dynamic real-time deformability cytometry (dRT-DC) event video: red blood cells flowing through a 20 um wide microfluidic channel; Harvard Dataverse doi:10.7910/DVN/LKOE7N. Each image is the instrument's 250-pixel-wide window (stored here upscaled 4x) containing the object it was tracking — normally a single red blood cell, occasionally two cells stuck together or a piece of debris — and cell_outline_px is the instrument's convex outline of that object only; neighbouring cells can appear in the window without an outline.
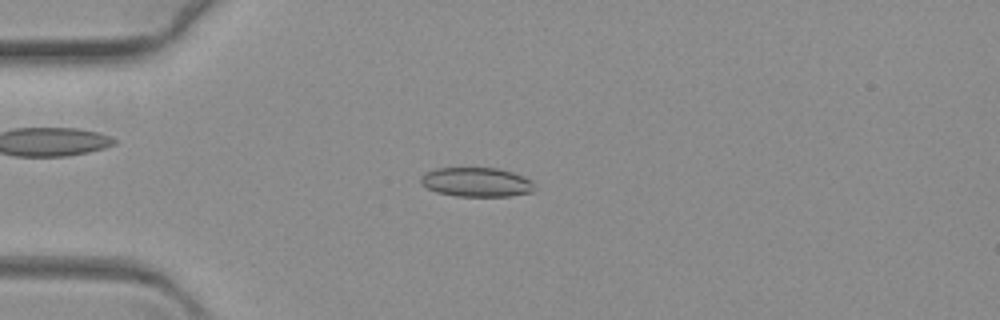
{"species": "common noctule bat (a hibernating species)", "species_latin": "Nyctalus noctula", "temperature_condition": "warm", "stored_images_in_passage": 64, "camera_frame_rate_fps": 3000, "um_per_image_px": 0.085, "animal": {"sex": "female", "body_mass_g": 19.3, "forearm_length_mm": 54.1}, "frame": {"image": 1, "passage_image": 17, "time_ms": 5.333, "image_size_px": [1000, 320], "cell_outline_px": [[532, 192], [508, 196], [456, 196], [436, 192], [420, 184], [420, 176], [436, 168], [496, 168], [512, 172], [532, 180]], "centroid_in_image_um": [40.46, 15.48], "position_along_channel_um": 44.5, "area_um2": 19.25}}
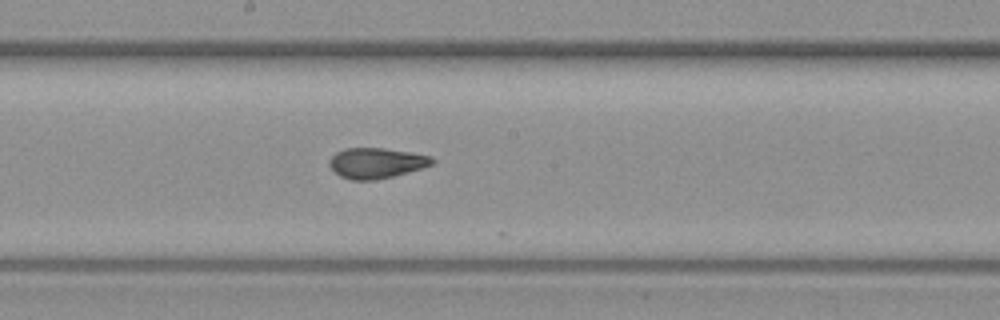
{"frame": {"image": 2, "passage_image": 35, "time_ms": 11.333, "image_size_px": [1000, 320], "cell_outline_px": [[436, 160], [432, 164], [420, 168], [392, 176], [376, 180], [352, 180], [340, 176], [328, 164], [328, 160], [336, 152], [344, 148], [384, 148], [432, 156]], "centroid_in_image_um": [31.96, 13.85], "position_along_channel_um": 216.2, "area_um2": 18.09}}
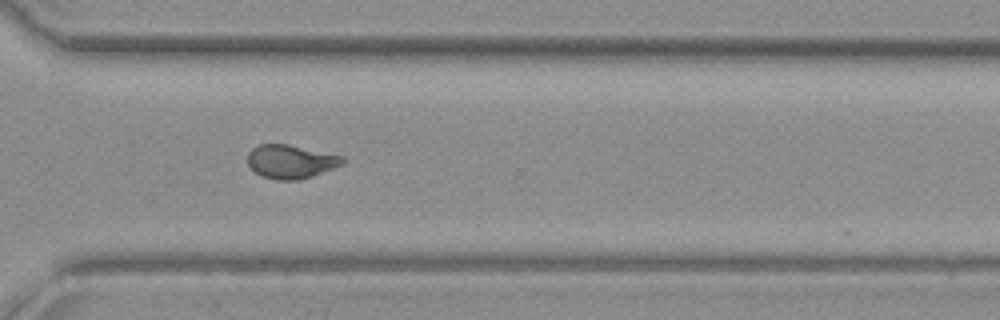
{"frame": {"image": 3, "passage_image": 47, "time_ms": 15.333, "image_size_px": [1000, 320], "cell_outline_px": [[348, 160], [344, 164], [312, 176], [300, 180], [276, 180], [264, 176], [256, 172], [248, 164], [248, 152], [252, 148], [260, 144], [288, 144], [344, 156]], "centroid_in_image_um": [24.76, 13.73], "position_along_channel_um": 345.8, "area_um2": 18.67}}